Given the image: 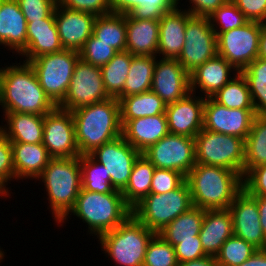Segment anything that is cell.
Instances as JSON below:
<instances>
[{"mask_svg":"<svg viewBox=\"0 0 266 266\" xmlns=\"http://www.w3.org/2000/svg\"><path fill=\"white\" fill-rule=\"evenodd\" d=\"M217 55V36L209 18L191 16L186 24L185 44L177 60L190 74Z\"/></svg>","mask_w":266,"mask_h":266,"instance_id":"cell-11","label":"cell"},{"mask_svg":"<svg viewBox=\"0 0 266 266\" xmlns=\"http://www.w3.org/2000/svg\"><path fill=\"white\" fill-rule=\"evenodd\" d=\"M191 207V192L185 181L166 194L150 193L132 209V214L149 230L158 233Z\"/></svg>","mask_w":266,"mask_h":266,"instance_id":"cell-7","label":"cell"},{"mask_svg":"<svg viewBox=\"0 0 266 266\" xmlns=\"http://www.w3.org/2000/svg\"><path fill=\"white\" fill-rule=\"evenodd\" d=\"M178 263L199 259L207 256L202 248L199 235L196 240L181 241L174 246Z\"/></svg>","mask_w":266,"mask_h":266,"instance_id":"cell-50","label":"cell"},{"mask_svg":"<svg viewBox=\"0 0 266 266\" xmlns=\"http://www.w3.org/2000/svg\"><path fill=\"white\" fill-rule=\"evenodd\" d=\"M249 21H266V0H231Z\"/></svg>","mask_w":266,"mask_h":266,"instance_id":"cell-51","label":"cell"},{"mask_svg":"<svg viewBox=\"0 0 266 266\" xmlns=\"http://www.w3.org/2000/svg\"><path fill=\"white\" fill-rule=\"evenodd\" d=\"M108 98L110 96L104 88L101 68L79 58L67 94L57 107L71 112Z\"/></svg>","mask_w":266,"mask_h":266,"instance_id":"cell-13","label":"cell"},{"mask_svg":"<svg viewBox=\"0 0 266 266\" xmlns=\"http://www.w3.org/2000/svg\"><path fill=\"white\" fill-rule=\"evenodd\" d=\"M168 133L166 113L129 120L122 126L123 138L141 153Z\"/></svg>","mask_w":266,"mask_h":266,"instance_id":"cell-23","label":"cell"},{"mask_svg":"<svg viewBox=\"0 0 266 266\" xmlns=\"http://www.w3.org/2000/svg\"><path fill=\"white\" fill-rule=\"evenodd\" d=\"M232 71L238 73L224 58L217 55L190 73L191 92L196 94V90L200 89L205 93L202 94L204 98L213 96L232 79Z\"/></svg>","mask_w":266,"mask_h":266,"instance_id":"cell-25","label":"cell"},{"mask_svg":"<svg viewBox=\"0 0 266 266\" xmlns=\"http://www.w3.org/2000/svg\"><path fill=\"white\" fill-rule=\"evenodd\" d=\"M228 0H189L192 4L187 11L194 17H210L220 6Z\"/></svg>","mask_w":266,"mask_h":266,"instance_id":"cell-52","label":"cell"},{"mask_svg":"<svg viewBox=\"0 0 266 266\" xmlns=\"http://www.w3.org/2000/svg\"><path fill=\"white\" fill-rule=\"evenodd\" d=\"M151 91L168 105L183 99L190 92V74L177 59H158L155 62Z\"/></svg>","mask_w":266,"mask_h":266,"instance_id":"cell-18","label":"cell"},{"mask_svg":"<svg viewBox=\"0 0 266 266\" xmlns=\"http://www.w3.org/2000/svg\"><path fill=\"white\" fill-rule=\"evenodd\" d=\"M42 144L52 158L80 157L72 113L56 107L45 115Z\"/></svg>","mask_w":266,"mask_h":266,"instance_id":"cell-15","label":"cell"},{"mask_svg":"<svg viewBox=\"0 0 266 266\" xmlns=\"http://www.w3.org/2000/svg\"><path fill=\"white\" fill-rule=\"evenodd\" d=\"M233 224V235L242 238L257 249H266V236L260 224L256 196L244 188L229 206Z\"/></svg>","mask_w":266,"mask_h":266,"instance_id":"cell-17","label":"cell"},{"mask_svg":"<svg viewBox=\"0 0 266 266\" xmlns=\"http://www.w3.org/2000/svg\"><path fill=\"white\" fill-rule=\"evenodd\" d=\"M186 181V177L173 170L155 168L150 193L166 194L179 188Z\"/></svg>","mask_w":266,"mask_h":266,"instance_id":"cell-45","label":"cell"},{"mask_svg":"<svg viewBox=\"0 0 266 266\" xmlns=\"http://www.w3.org/2000/svg\"><path fill=\"white\" fill-rule=\"evenodd\" d=\"M233 235L229 209L205 210L199 238L207 256L215 257L223 243Z\"/></svg>","mask_w":266,"mask_h":266,"instance_id":"cell-26","label":"cell"},{"mask_svg":"<svg viewBox=\"0 0 266 266\" xmlns=\"http://www.w3.org/2000/svg\"><path fill=\"white\" fill-rule=\"evenodd\" d=\"M92 35L118 52L126 51L125 14L109 13L96 16Z\"/></svg>","mask_w":266,"mask_h":266,"instance_id":"cell-34","label":"cell"},{"mask_svg":"<svg viewBox=\"0 0 266 266\" xmlns=\"http://www.w3.org/2000/svg\"><path fill=\"white\" fill-rule=\"evenodd\" d=\"M208 18L215 33H223L238 28L249 21L231 0L220 6Z\"/></svg>","mask_w":266,"mask_h":266,"instance_id":"cell-42","label":"cell"},{"mask_svg":"<svg viewBox=\"0 0 266 266\" xmlns=\"http://www.w3.org/2000/svg\"><path fill=\"white\" fill-rule=\"evenodd\" d=\"M80 156L122 135L120 102L115 97L71 111Z\"/></svg>","mask_w":266,"mask_h":266,"instance_id":"cell-2","label":"cell"},{"mask_svg":"<svg viewBox=\"0 0 266 266\" xmlns=\"http://www.w3.org/2000/svg\"><path fill=\"white\" fill-rule=\"evenodd\" d=\"M193 206L204 210L229 209L243 189V177L230 169L196 164L186 175Z\"/></svg>","mask_w":266,"mask_h":266,"instance_id":"cell-3","label":"cell"},{"mask_svg":"<svg viewBox=\"0 0 266 266\" xmlns=\"http://www.w3.org/2000/svg\"><path fill=\"white\" fill-rule=\"evenodd\" d=\"M71 213L87 223L89 234L98 238L123 223L132 214V209L121 191L98 193L81 188Z\"/></svg>","mask_w":266,"mask_h":266,"instance_id":"cell-5","label":"cell"},{"mask_svg":"<svg viewBox=\"0 0 266 266\" xmlns=\"http://www.w3.org/2000/svg\"><path fill=\"white\" fill-rule=\"evenodd\" d=\"M204 212V209L193 206L166 225L157 234L173 247L181 243V241L196 240V236L201 231Z\"/></svg>","mask_w":266,"mask_h":266,"instance_id":"cell-30","label":"cell"},{"mask_svg":"<svg viewBox=\"0 0 266 266\" xmlns=\"http://www.w3.org/2000/svg\"><path fill=\"white\" fill-rule=\"evenodd\" d=\"M239 266H266V249L257 251Z\"/></svg>","mask_w":266,"mask_h":266,"instance_id":"cell-54","label":"cell"},{"mask_svg":"<svg viewBox=\"0 0 266 266\" xmlns=\"http://www.w3.org/2000/svg\"><path fill=\"white\" fill-rule=\"evenodd\" d=\"M1 70L2 68L0 67V86H1Z\"/></svg>","mask_w":266,"mask_h":266,"instance_id":"cell-60","label":"cell"},{"mask_svg":"<svg viewBox=\"0 0 266 266\" xmlns=\"http://www.w3.org/2000/svg\"><path fill=\"white\" fill-rule=\"evenodd\" d=\"M10 193L0 184V197L2 198H7L9 196L10 198Z\"/></svg>","mask_w":266,"mask_h":266,"instance_id":"cell-58","label":"cell"},{"mask_svg":"<svg viewBox=\"0 0 266 266\" xmlns=\"http://www.w3.org/2000/svg\"><path fill=\"white\" fill-rule=\"evenodd\" d=\"M156 233L133 214L112 231L98 237L102 251L118 266H143L147 246Z\"/></svg>","mask_w":266,"mask_h":266,"instance_id":"cell-6","label":"cell"},{"mask_svg":"<svg viewBox=\"0 0 266 266\" xmlns=\"http://www.w3.org/2000/svg\"><path fill=\"white\" fill-rule=\"evenodd\" d=\"M194 140L196 164L224 167L244 177L245 140L205 129Z\"/></svg>","mask_w":266,"mask_h":266,"instance_id":"cell-8","label":"cell"},{"mask_svg":"<svg viewBox=\"0 0 266 266\" xmlns=\"http://www.w3.org/2000/svg\"><path fill=\"white\" fill-rule=\"evenodd\" d=\"M60 6L83 11L95 16L109 14L108 0H57Z\"/></svg>","mask_w":266,"mask_h":266,"instance_id":"cell-49","label":"cell"},{"mask_svg":"<svg viewBox=\"0 0 266 266\" xmlns=\"http://www.w3.org/2000/svg\"><path fill=\"white\" fill-rule=\"evenodd\" d=\"M27 21L17 0H4L0 7V45L21 54L26 49Z\"/></svg>","mask_w":266,"mask_h":266,"instance_id":"cell-24","label":"cell"},{"mask_svg":"<svg viewBox=\"0 0 266 266\" xmlns=\"http://www.w3.org/2000/svg\"><path fill=\"white\" fill-rule=\"evenodd\" d=\"M79 58V52L63 49L29 61L40 86L56 106L64 100L67 94Z\"/></svg>","mask_w":266,"mask_h":266,"instance_id":"cell-9","label":"cell"},{"mask_svg":"<svg viewBox=\"0 0 266 266\" xmlns=\"http://www.w3.org/2000/svg\"><path fill=\"white\" fill-rule=\"evenodd\" d=\"M141 154L121 135L96 148L89 155L105 167L112 187L122 192L129 182L133 165Z\"/></svg>","mask_w":266,"mask_h":266,"instance_id":"cell-14","label":"cell"},{"mask_svg":"<svg viewBox=\"0 0 266 266\" xmlns=\"http://www.w3.org/2000/svg\"><path fill=\"white\" fill-rule=\"evenodd\" d=\"M179 266H218L215 257L205 256L199 259L179 263Z\"/></svg>","mask_w":266,"mask_h":266,"instance_id":"cell-55","label":"cell"},{"mask_svg":"<svg viewBox=\"0 0 266 266\" xmlns=\"http://www.w3.org/2000/svg\"><path fill=\"white\" fill-rule=\"evenodd\" d=\"M6 124L1 129L11 143L37 144L43 142L45 116L26 113H4ZM8 127V128H7Z\"/></svg>","mask_w":266,"mask_h":266,"instance_id":"cell-29","label":"cell"},{"mask_svg":"<svg viewBox=\"0 0 266 266\" xmlns=\"http://www.w3.org/2000/svg\"><path fill=\"white\" fill-rule=\"evenodd\" d=\"M27 22L46 19L55 9L57 0H17Z\"/></svg>","mask_w":266,"mask_h":266,"instance_id":"cell-46","label":"cell"},{"mask_svg":"<svg viewBox=\"0 0 266 266\" xmlns=\"http://www.w3.org/2000/svg\"><path fill=\"white\" fill-rule=\"evenodd\" d=\"M119 102L122 126L129 120L155 116L166 111V104L151 90L123 97Z\"/></svg>","mask_w":266,"mask_h":266,"instance_id":"cell-32","label":"cell"},{"mask_svg":"<svg viewBox=\"0 0 266 266\" xmlns=\"http://www.w3.org/2000/svg\"><path fill=\"white\" fill-rule=\"evenodd\" d=\"M261 29V22L248 21L238 28L216 33L218 56L241 72L258 57Z\"/></svg>","mask_w":266,"mask_h":266,"instance_id":"cell-10","label":"cell"},{"mask_svg":"<svg viewBox=\"0 0 266 266\" xmlns=\"http://www.w3.org/2000/svg\"><path fill=\"white\" fill-rule=\"evenodd\" d=\"M156 57L133 55L123 91L116 97L119 101L126 96L150 91Z\"/></svg>","mask_w":266,"mask_h":266,"instance_id":"cell-33","label":"cell"},{"mask_svg":"<svg viewBox=\"0 0 266 266\" xmlns=\"http://www.w3.org/2000/svg\"><path fill=\"white\" fill-rule=\"evenodd\" d=\"M133 55L128 51L118 52L101 67L104 88L110 97H117L125 86Z\"/></svg>","mask_w":266,"mask_h":266,"instance_id":"cell-37","label":"cell"},{"mask_svg":"<svg viewBox=\"0 0 266 266\" xmlns=\"http://www.w3.org/2000/svg\"><path fill=\"white\" fill-rule=\"evenodd\" d=\"M255 109H230L205 98L203 129L246 139L255 117Z\"/></svg>","mask_w":266,"mask_h":266,"instance_id":"cell-16","label":"cell"},{"mask_svg":"<svg viewBox=\"0 0 266 266\" xmlns=\"http://www.w3.org/2000/svg\"><path fill=\"white\" fill-rule=\"evenodd\" d=\"M143 266H179L175 248L156 233L147 246Z\"/></svg>","mask_w":266,"mask_h":266,"instance_id":"cell-41","label":"cell"},{"mask_svg":"<svg viewBox=\"0 0 266 266\" xmlns=\"http://www.w3.org/2000/svg\"><path fill=\"white\" fill-rule=\"evenodd\" d=\"M243 188L252 196H266V164L252 168L243 177Z\"/></svg>","mask_w":266,"mask_h":266,"instance_id":"cell-48","label":"cell"},{"mask_svg":"<svg viewBox=\"0 0 266 266\" xmlns=\"http://www.w3.org/2000/svg\"><path fill=\"white\" fill-rule=\"evenodd\" d=\"M80 166L83 190L98 193H111L114 190L105 167L90 155L80 156Z\"/></svg>","mask_w":266,"mask_h":266,"instance_id":"cell-39","label":"cell"},{"mask_svg":"<svg viewBox=\"0 0 266 266\" xmlns=\"http://www.w3.org/2000/svg\"><path fill=\"white\" fill-rule=\"evenodd\" d=\"M241 73L247 81L255 114L266 115V59L257 57Z\"/></svg>","mask_w":266,"mask_h":266,"instance_id":"cell-38","label":"cell"},{"mask_svg":"<svg viewBox=\"0 0 266 266\" xmlns=\"http://www.w3.org/2000/svg\"><path fill=\"white\" fill-rule=\"evenodd\" d=\"M37 180L44 183L50 211L62 226L82 188L80 157L51 158Z\"/></svg>","mask_w":266,"mask_h":266,"instance_id":"cell-4","label":"cell"},{"mask_svg":"<svg viewBox=\"0 0 266 266\" xmlns=\"http://www.w3.org/2000/svg\"><path fill=\"white\" fill-rule=\"evenodd\" d=\"M16 64V65H14ZM15 62L2 67L0 106L3 113H26L45 116L57 106L46 95L37 75L29 64Z\"/></svg>","mask_w":266,"mask_h":266,"instance_id":"cell-1","label":"cell"},{"mask_svg":"<svg viewBox=\"0 0 266 266\" xmlns=\"http://www.w3.org/2000/svg\"><path fill=\"white\" fill-rule=\"evenodd\" d=\"M256 251L252 244L232 235L223 243L215 259L218 266H239Z\"/></svg>","mask_w":266,"mask_h":266,"instance_id":"cell-40","label":"cell"},{"mask_svg":"<svg viewBox=\"0 0 266 266\" xmlns=\"http://www.w3.org/2000/svg\"><path fill=\"white\" fill-rule=\"evenodd\" d=\"M14 179H37L52 158L42 143H11Z\"/></svg>","mask_w":266,"mask_h":266,"instance_id":"cell-28","label":"cell"},{"mask_svg":"<svg viewBox=\"0 0 266 266\" xmlns=\"http://www.w3.org/2000/svg\"><path fill=\"white\" fill-rule=\"evenodd\" d=\"M180 0H142V6L135 7L129 15L134 19L159 20L165 13L174 10Z\"/></svg>","mask_w":266,"mask_h":266,"instance_id":"cell-44","label":"cell"},{"mask_svg":"<svg viewBox=\"0 0 266 266\" xmlns=\"http://www.w3.org/2000/svg\"><path fill=\"white\" fill-rule=\"evenodd\" d=\"M233 75L235 76L211 98L230 109H254L245 77L241 72Z\"/></svg>","mask_w":266,"mask_h":266,"instance_id":"cell-36","label":"cell"},{"mask_svg":"<svg viewBox=\"0 0 266 266\" xmlns=\"http://www.w3.org/2000/svg\"><path fill=\"white\" fill-rule=\"evenodd\" d=\"M262 231L266 236V196L256 197Z\"/></svg>","mask_w":266,"mask_h":266,"instance_id":"cell-56","label":"cell"},{"mask_svg":"<svg viewBox=\"0 0 266 266\" xmlns=\"http://www.w3.org/2000/svg\"><path fill=\"white\" fill-rule=\"evenodd\" d=\"M155 168L178 171L185 177L196 165L195 140L189 136L168 133L142 152Z\"/></svg>","mask_w":266,"mask_h":266,"instance_id":"cell-12","label":"cell"},{"mask_svg":"<svg viewBox=\"0 0 266 266\" xmlns=\"http://www.w3.org/2000/svg\"><path fill=\"white\" fill-rule=\"evenodd\" d=\"M117 50L109 44L101 42L91 35L79 51V56L91 65L102 67L107 64L116 54Z\"/></svg>","mask_w":266,"mask_h":266,"instance_id":"cell-43","label":"cell"},{"mask_svg":"<svg viewBox=\"0 0 266 266\" xmlns=\"http://www.w3.org/2000/svg\"><path fill=\"white\" fill-rule=\"evenodd\" d=\"M126 51L137 56H157L159 20L134 19L125 14Z\"/></svg>","mask_w":266,"mask_h":266,"instance_id":"cell-27","label":"cell"},{"mask_svg":"<svg viewBox=\"0 0 266 266\" xmlns=\"http://www.w3.org/2000/svg\"><path fill=\"white\" fill-rule=\"evenodd\" d=\"M111 13L129 14L135 7L142 6V0H108Z\"/></svg>","mask_w":266,"mask_h":266,"instance_id":"cell-53","label":"cell"},{"mask_svg":"<svg viewBox=\"0 0 266 266\" xmlns=\"http://www.w3.org/2000/svg\"><path fill=\"white\" fill-rule=\"evenodd\" d=\"M5 252L3 251V250H1V248H0V263L3 261V259H4V254Z\"/></svg>","mask_w":266,"mask_h":266,"instance_id":"cell-59","label":"cell"},{"mask_svg":"<svg viewBox=\"0 0 266 266\" xmlns=\"http://www.w3.org/2000/svg\"><path fill=\"white\" fill-rule=\"evenodd\" d=\"M177 6L159 19V40L157 56L162 59H178L185 44L187 20L192 16L186 9Z\"/></svg>","mask_w":266,"mask_h":266,"instance_id":"cell-21","label":"cell"},{"mask_svg":"<svg viewBox=\"0 0 266 266\" xmlns=\"http://www.w3.org/2000/svg\"><path fill=\"white\" fill-rule=\"evenodd\" d=\"M14 179V165L12 146L6 134L0 127V184L9 192L6 187L9 181Z\"/></svg>","mask_w":266,"mask_h":266,"instance_id":"cell-47","label":"cell"},{"mask_svg":"<svg viewBox=\"0 0 266 266\" xmlns=\"http://www.w3.org/2000/svg\"><path fill=\"white\" fill-rule=\"evenodd\" d=\"M154 170L155 166L142 154L135 161L129 182L121 192L131 209L150 194Z\"/></svg>","mask_w":266,"mask_h":266,"instance_id":"cell-31","label":"cell"},{"mask_svg":"<svg viewBox=\"0 0 266 266\" xmlns=\"http://www.w3.org/2000/svg\"><path fill=\"white\" fill-rule=\"evenodd\" d=\"M54 11L46 18L27 22L26 49L20 54L29 62L39 56L62 51Z\"/></svg>","mask_w":266,"mask_h":266,"instance_id":"cell-22","label":"cell"},{"mask_svg":"<svg viewBox=\"0 0 266 266\" xmlns=\"http://www.w3.org/2000/svg\"><path fill=\"white\" fill-rule=\"evenodd\" d=\"M190 92L183 99L166 105L168 131L194 138L203 129L205 98Z\"/></svg>","mask_w":266,"mask_h":266,"instance_id":"cell-19","label":"cell"},{"mask_svg":"<svg viewBox=\"0 0 266 266\" xmlns=\"http://www.w3.org/2000/svg\"><path fill=\"white\" fill-rule=\"evenodd\" d=\"M258 57L266 59V23H262Z\"/></svg>","mask_w":266,"mask_h":266,"instance_id":"cell-57","label":"cell"},{"mask_svg":"<svg viewBox=\"0 0 266 266\" xmlns=\"http://www.w3.org/2000/svg\"><path fill=\"white\" fill-rule=\"evenodd\" d=\"M54 18L62 47L79 52L93 33L96 16L63 7L57 3Z\"/></svg>","mask_w":266,"mask_h":266,"instance_id":"cell-20","label":"cell"},{"mask_svg":"<svg viewBox=\"0 0 266 266\" xmlns=\"http://www.w3.org/2000/svg\"><path fill=\"white\" fill-rule=\"evenodd\" d=\"M263 164H266V115L256 114L245 139L244 176Z\"/></svg>","mask_w":266,"mask_h":266,"instance_id":"cell-35","label":"cell"}]
</instances>
